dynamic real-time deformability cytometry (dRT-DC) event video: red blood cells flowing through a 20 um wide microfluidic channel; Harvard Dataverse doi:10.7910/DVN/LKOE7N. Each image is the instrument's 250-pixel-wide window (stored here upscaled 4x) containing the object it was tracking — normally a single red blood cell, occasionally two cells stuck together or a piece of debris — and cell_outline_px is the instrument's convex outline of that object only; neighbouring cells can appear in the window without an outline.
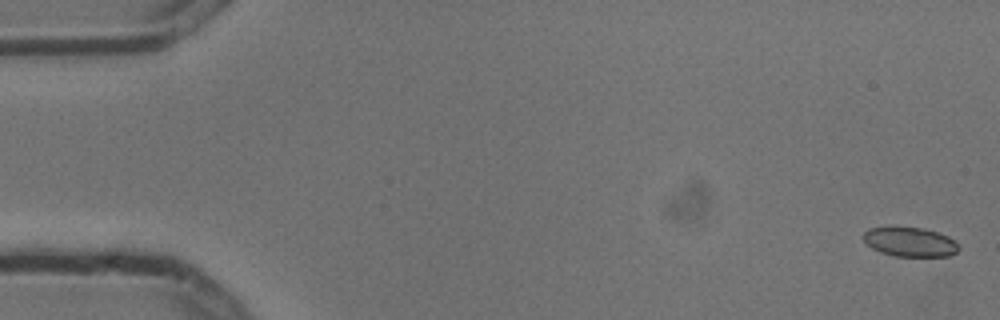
{"species": "common noctule bat (a hibernating species)", "species_latin": "Nyctalus noctula", "temperature_condition": "cold", "stored_images_in_passage": 16, "camera_frame_rate_fps": 3000, "um_per_image_px": 0.085, "animal": {"sex": "male", "body_mass_g": 13.3}, "frame": {"image": 1, "passage_image": 1, "time_ms": 0.0, "image_size_px": [1000, 320], "cell_outline_px": [[960, 248], [952, 256], [896, 256], [880, 252], [872, 248], [864, 240], [864, 232], [868, 228], [888, 224], [892, 224], [924, 228], [948, 236]], "centroid_in_image_um": [77.29, 20.51], "position_along_channel_um": 7.7, "area_um2": 16.82}}
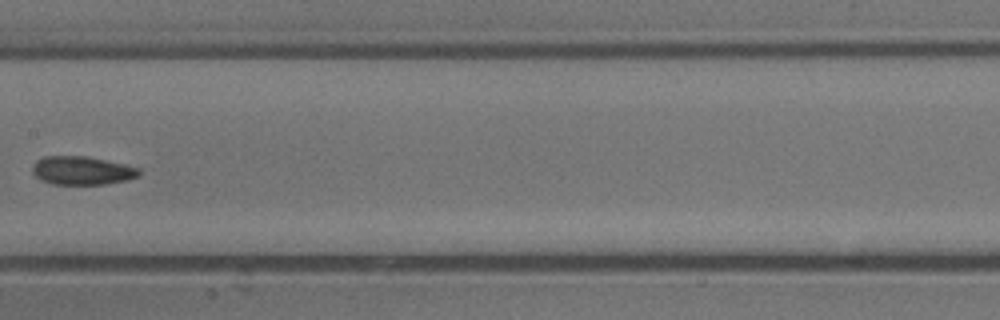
{"frame": {"image": 2, "passage_image": 8, "time_ms": 2.333, "image_size_px": [1000, 320], "cell_outline_px": [[140, 172], [136, 176], [128, 180], [104, 184], [52, 184], [40, 180], [32, 172], [32, 164], [36, 160], [44, 156], [84, 156], [124, 164], [140, 168]], "centroid_in_image_um": [6.92, 14.5], "position_along_channel_um": 200.5, "area_um2": 17.63}}
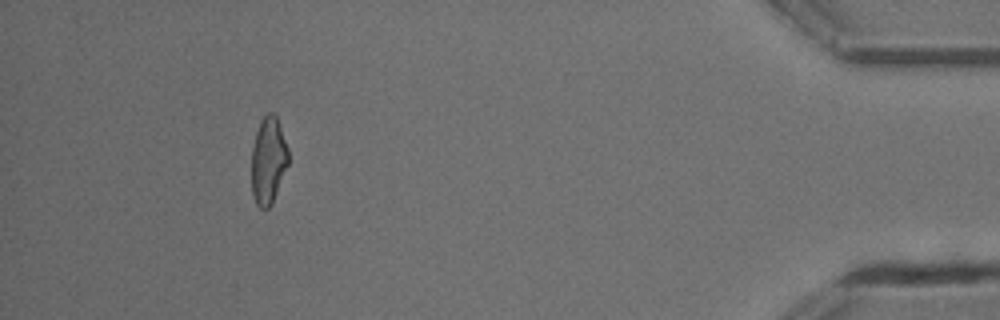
{"frame": {"image": 3, "passage_image": 16, "time_ms": 5.0, "image_size_px": [1000, 320], "cell_outline_px": [[288, 164], [272, 204], [268, 208], [260, 208], [256, 204], [252, 192], [252, 148], [256, 132], [260, 120], [268, 112], [272, 112], [276, 116], [288, 148]], "centroid_in_image_um": [22.8, 13.64], "position_along_channel_um": 412.4, "area_um2": 18.55}}